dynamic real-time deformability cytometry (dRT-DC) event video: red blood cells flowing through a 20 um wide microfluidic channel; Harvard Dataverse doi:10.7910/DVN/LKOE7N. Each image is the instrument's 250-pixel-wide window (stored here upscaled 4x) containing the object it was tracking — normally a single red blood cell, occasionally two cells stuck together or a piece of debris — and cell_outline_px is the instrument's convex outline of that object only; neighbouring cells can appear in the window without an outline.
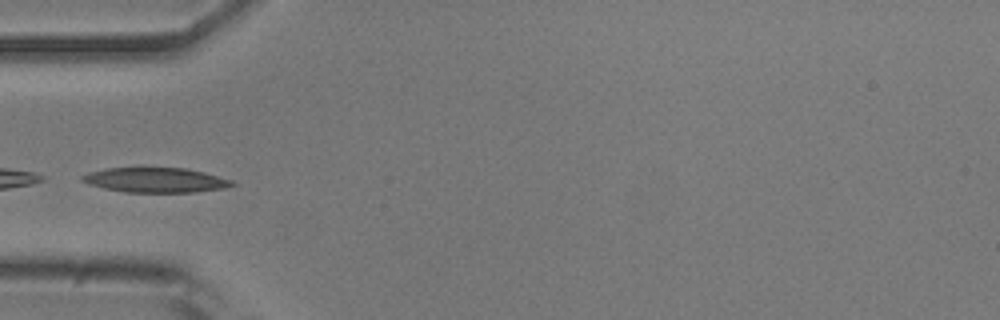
{"species": "common noctule bat (a hibernating species)", "species_latin": "Nyctalus noctula", "temperature_condition": "room temperature", "stored_images_in_passage": 26, "camera_frame_rate_fps": 3000, "um_per_image_px": 0.085, "animal": {"sex": "male", "body_mass_g": 20.5, "forearm_length_mm": 52.5}, "frame": {"image": 1, "passage_image": 1, "time_ms": 0.0, "image_size_px": [1000, 320], "cell_outline_px": [[236, 184], [220, 188], [196, 192], [124, 192], [104, 188], [88, 184], [80, 180], [80, 176], [88, 172], [104, 168], [184, 168], [204, 172], [232, 180]], "centroid_in_image_um": [13.15, 15.3], "position_along_channel_um": 71.8, "area_um2": 21.56}}
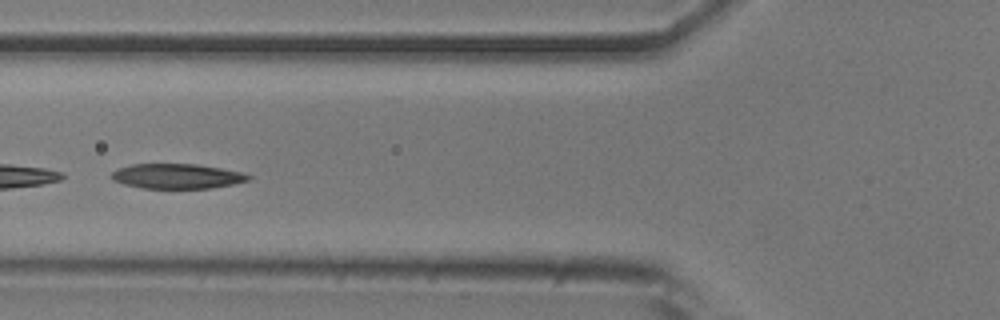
{"frame": {"image": 2, "passage_image": 4, "time_ms": 1.0, "image_size_px": [1000, 320], "cell_outline_px": [[252, 176], [248, 180], [232, 184], [212, 188], [140, 188], [124, 184], [112, 180], [108, 176], [116, 168], [132, 164], [196, 164], [244, 172]], "centroid_in_image_um": [15.0, 14.97], "position_along_channel_um": 110.8, "area_um2": 20.0}}